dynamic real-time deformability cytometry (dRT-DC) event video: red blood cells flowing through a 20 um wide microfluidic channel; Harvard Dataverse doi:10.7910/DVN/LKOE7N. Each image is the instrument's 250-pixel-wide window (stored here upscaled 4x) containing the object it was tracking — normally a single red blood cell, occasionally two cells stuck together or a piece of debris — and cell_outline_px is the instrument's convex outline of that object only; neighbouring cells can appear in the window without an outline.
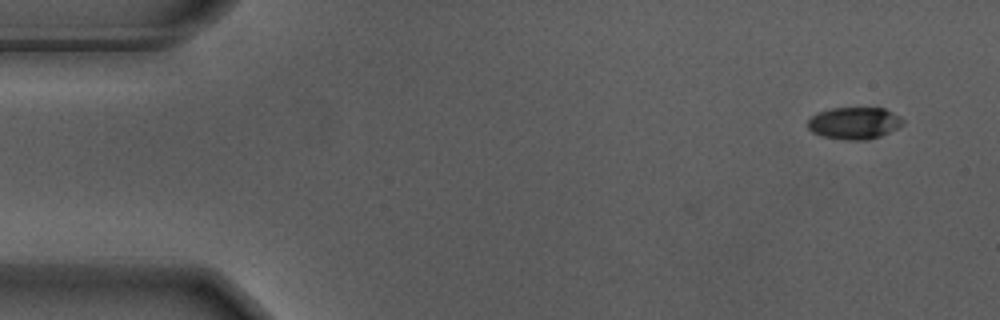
{"species": "Egyptian fruit bat (a non-hibernating species)", "species_latin": "Rousettus aegyptiacus", "temperature_condition": "warm", "stored_images_in_passage": 53, "camera_frame_rate_fps": 3000, "um_per_image_px": 0.085, "animal": {"sex": "male"}, "frame": {"image": 1, "passage_image": 1, "time_ms": 0.0, "image_size_px": [1000, 320], "cell_outline_px": [[904, 124], [880, 136], [868, 140], [844, 140], [820, 136], [812, 132], [808, 128], [808, 120], [816, 112], [832, 108], [884, 108], [900, 116], [904, 120]], "centroid_in_image_um": [72.59, 10.47], "position_along_channel_um": 12.4, "area_um2": 17.86}}
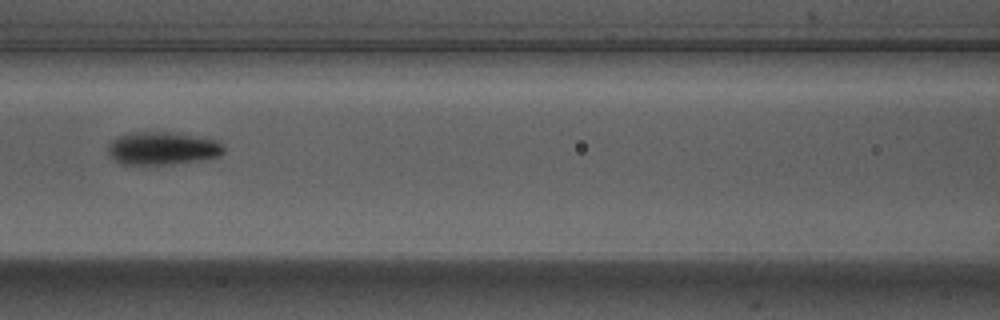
{"frame": {"image": 2, "passage_image": 22, "time_ms": 7.0, "image_size_px": [1000, 320], "cell_outline_px": [[224, 152], [220, 156], [204, 160], [172, 164], [120, 164], [108, 152], [108, 144], [112, 140], [120, 136], [132, 132], [176, 132], [216, 140], [224, 148]], "centroid_in_image_um": [13.83, 12.61], "position_along_channel_um": 152.8, "area_um2": 22.2}}
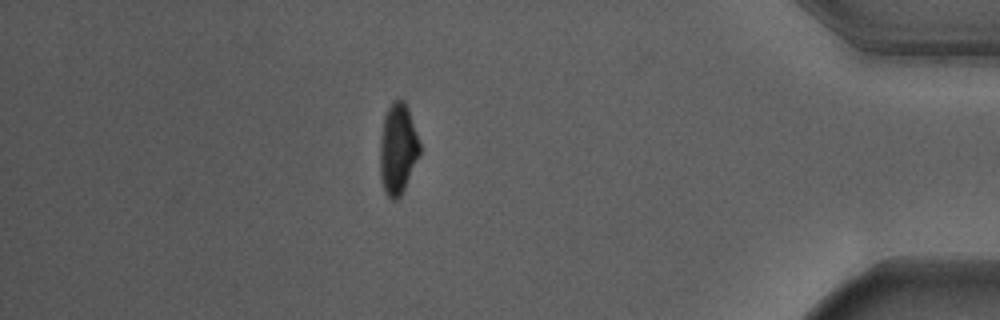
{"frame": {"image": 3, "passage_image": 46, "time_ms": 15.0, "image_size_px": [1000, 320], "cell_outline_px": [[420, 156], [400, 196], [396, 200], [392, 200], [384, 192], [380, 176], [380, 140], [384, 116], [392, 100], [404, 100], [408, 108], [420, 144]], "centroid_in_image_um": [33.81, 12.66], "position_along_channel_um": 401.4, "area_um2": 21.04}, "authors_computed_cell_mechanics": {"area_um2": 20.9814, "velocity_mm_per_s": 3.6913, "shape_relaxation_time_tau1_ms": 2.4723, "shape_relaxation_time_tau2_ms": null, "deformation_change_tau1": 0.1605, "deformation_change_tau2": null}}